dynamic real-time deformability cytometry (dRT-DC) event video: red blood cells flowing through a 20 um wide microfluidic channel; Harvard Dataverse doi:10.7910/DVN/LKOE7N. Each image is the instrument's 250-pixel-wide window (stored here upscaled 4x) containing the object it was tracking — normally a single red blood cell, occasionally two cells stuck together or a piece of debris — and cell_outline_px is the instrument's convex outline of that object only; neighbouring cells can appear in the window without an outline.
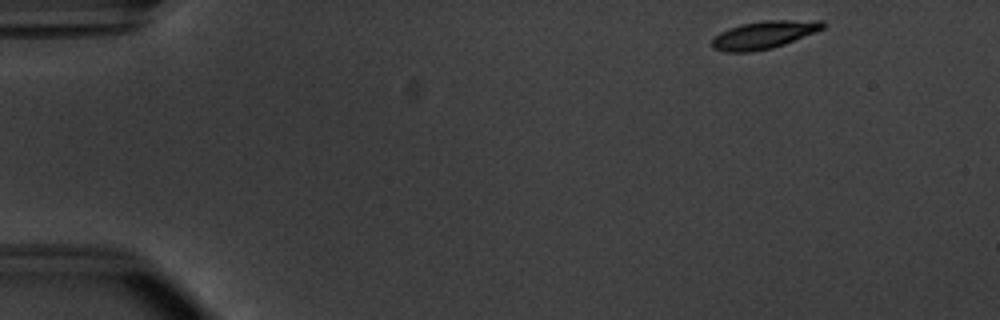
{"species": "common noctule bat (a hibernating species)", "species_latin": "Nyctalus noctula", "temperature_condition": "warm", "stored_images_in_passage": 48, "camera_frame_rate_fps": 3000, "um_per_image_px": 0.085, "animal": {"sex": "male", "body_mass_g": 20.1, "forearm_length_mm": 53.5}, "frame": {"image": 1, "passage_image": 1, "time_ms": 0.0, "image_size_px": [1000, 320], "cell_outline_px": [[828, 24], [824, 28], [816, 32], [784, 44], [772, 48], [752, 52], [724, 52], [712, 48], [712, 40], [720, 32], [728, 28], [740, 24], [764, 20], [824, 20]], "centroid_in_image_um": [64.96, 2.95], "position_along_channel_um": 20.0, "area_um2": 18.15}}
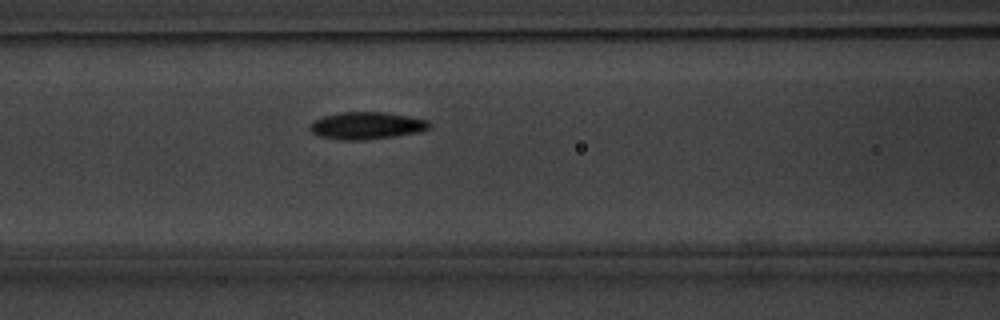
{"frame": {"image": 2, "passage_image": 18, "time_ms": 5.667, "image_size_px": [1000, 320], "cell_outline_px": [[432, 128], [420, 132], [396, 136], [360, 140], [340, 140], [320, 136], [312, 132], [308, 128], [312, 120], [324, 116], [340, 112], [388, 112], [428, 120], [432, 124]], "centroid_in_image_um": [31.19, 10.67], "position_along_channel_um": 135.4, "area_um2": 19.19}}
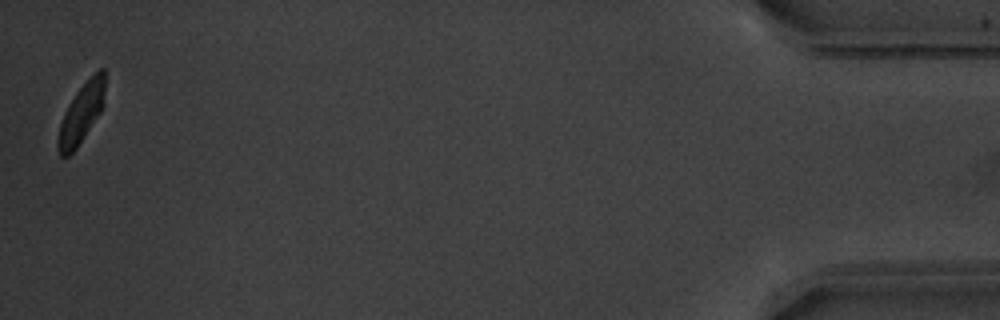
{"frame": {"image": 3, "passage_image": 48, "time_ms": 15.667, "image_size_px": [1000, 320], "cell_outline_px": [[108, 72], [104, 104], [100, 112], [76, 148], [68, 156], [60, 156], [56, 144], [56, 140], [60, 124], [64, 112], [68, 104], [76, 92], [100, 68], [104, 68]], "centroid_in_image_um": [6.95, 9.58], "position_along_channel_um": 428.3, "area_um2": 16.47}, "authors_computed_cell_mechanics": {"area_um2": 18.0914, "velocity_mm_per_s": 3.7864, "shape_relaxation_time_tau1_ms": 1.7589, "shape_relaxation_time_tau2_ms": 1.6973, "deformation_change_tau1": 0.1384, "deformation_change_tau2": 0.0396}}